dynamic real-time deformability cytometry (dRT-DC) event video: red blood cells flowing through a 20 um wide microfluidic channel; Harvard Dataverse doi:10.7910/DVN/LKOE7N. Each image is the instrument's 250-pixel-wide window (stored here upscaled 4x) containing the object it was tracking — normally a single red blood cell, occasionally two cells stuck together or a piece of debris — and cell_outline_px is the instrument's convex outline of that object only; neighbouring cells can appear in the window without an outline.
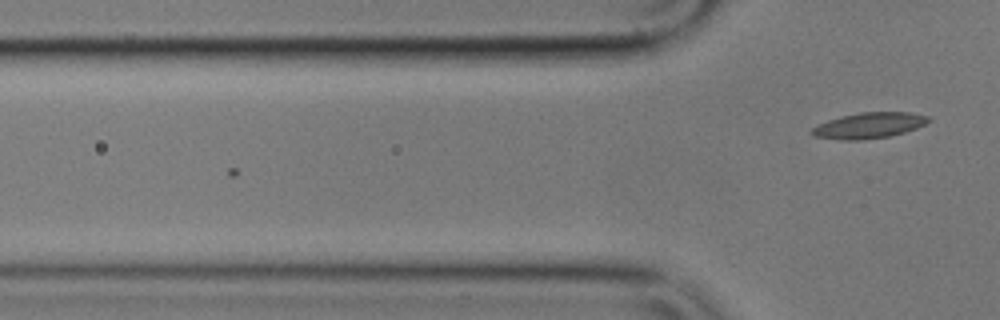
{"species": "common noctule bat (a hibernating species)", "species_latin": "Nyctalus noctula", "temperature_condition": "cold", "stored_images_in_passage": 3, "camera_frame_rate_fps": 3000, "um_per_image_px": 0.085, "animal": {"sex": "male", "body_mass_g": 17.9}, "frame": {"image": 1, "passage_image": 3, "time_ms": 0.667, "image_size_px": [1000, 320], "cell_outline_px": [[932, 120], [916, 128], [904, 132], [888, 136], [864, 140], [840, 140], [812, 136], [808, 132], [816, 124], [840, 116], [860, 112], [908, 112], [928, 116]], "centroid_in_image_um": [73.8, 10.66], "position_along_channel_um": 52.0, "area_um2": 17.69}}